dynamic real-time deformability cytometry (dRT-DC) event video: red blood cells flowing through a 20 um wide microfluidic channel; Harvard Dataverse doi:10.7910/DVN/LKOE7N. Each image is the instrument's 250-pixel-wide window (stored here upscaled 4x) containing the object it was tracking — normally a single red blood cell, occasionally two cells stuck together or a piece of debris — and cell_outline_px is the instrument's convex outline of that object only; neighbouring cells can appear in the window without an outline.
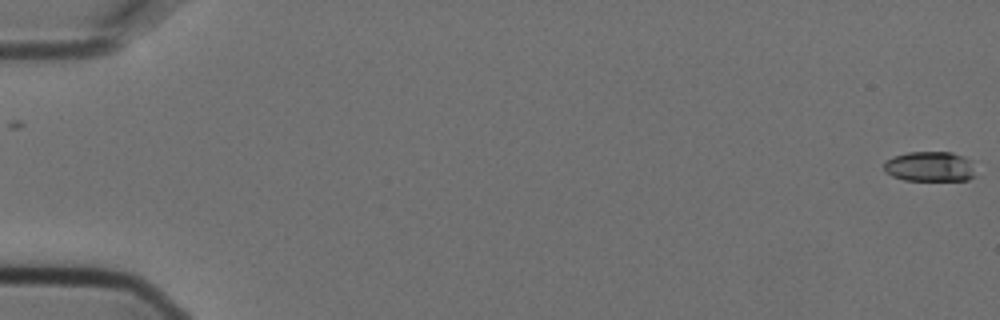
{"species": "Egyptian fruit bat (a non-hibernating species)", "species_latin": "Rousettus aegyptiacus", "temperature_condition": "cold", "stored_images_in_passage": 2, "camera_frame_rate_fps": 3000, "um_per_image_px": 0.085, "animal": {"sex": "female"}, "frame": {"image": 1, "passage_image": 2, "time_ms": 0.333, "image_size_px": [1000, 320], "cell_outline_px": [[976, 176], [968, 180], [904, 180], [892, 176], [884, 172], [884, 160], [892, 156], [908, 152], [952, 152], [964, 156], [972, 160]], "centroid_in_image_um": [79.04, 14.15], "position_along_channel_um": 6.0, "area_um2": 16.42}}